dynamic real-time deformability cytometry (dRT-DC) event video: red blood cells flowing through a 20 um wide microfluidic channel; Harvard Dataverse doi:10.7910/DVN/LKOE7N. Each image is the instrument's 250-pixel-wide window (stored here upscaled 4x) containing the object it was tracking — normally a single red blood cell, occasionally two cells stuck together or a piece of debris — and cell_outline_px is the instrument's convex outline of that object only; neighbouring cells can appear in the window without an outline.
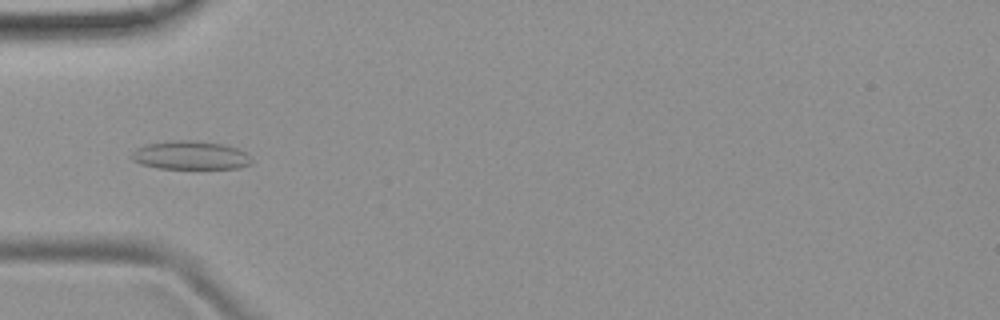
{"species": "common noctule bat (a hibernating species)", "species_latin": "Nyctalus noctula", "temperature_condition": "room temperature", "stored_images_in_passage": 52, "camera_frame_rate_fps": 3000, "um_per_image_px": 0.085, "animal": {"sex": "female", "body_mass_g": 19.9}, "frame": {"image": 1, "passage_image": 17, "time_ms": 5.333, "image_size_px": [1000, 320], "cell_outline_px": [[252, 164], [240, 168], [156, 168], [140, 164], [132, 160], [128, 156], [136, 148], [144, 144], [176, 140], [192, 140], [224, 144], [236, 148], [244, 152], [252, 160]], "centroid_in_image_um": [16.13, 13.2], "position_along_channel_um": 68.9, "area_um2": 20.06}}
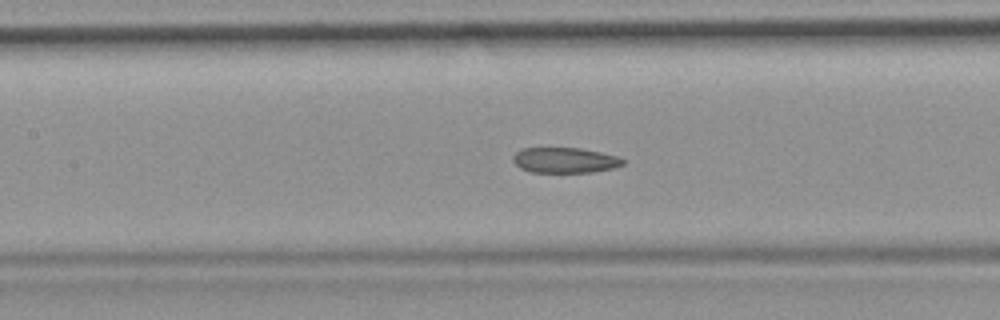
{"frame": {"image": 2, "passage_image": 24, "time_ms": 7.667, "image_size_px": [1000, 320], "cell_outline_px": [[624, 164], [616, 168], [592, 172], [532, 172], [520, 168], [512, 160], [512, 156], [520, 148], [580, 148], [620, 156], [624, 160]], "centroid_in_image_um": [48.03, 13.61], "position_along_channel_um": 159.4, "area_um2": 16.42}}
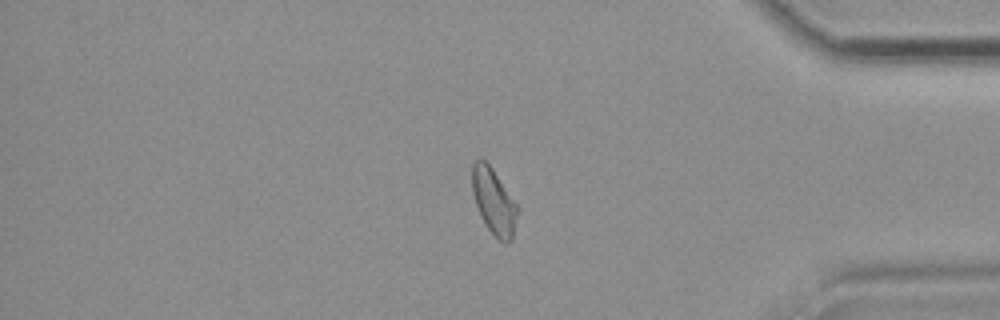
{"frame": {"image": 3, "passage_image": 44, "time_ms": 14.333, "image_size_px": [1000, 320], "cell_outline_px": [[520, 208], [512, 240], [508, 244], [504, 244], [488, 228], [480, 216], [472, 192], [472, 164], [480, 156], [492, 168]], "centroid_in_image_um": [41.99, 17.13], "position_along_channel_um": 393.2, "area_um2": 17.57}, "authors_computed_cell_mechanics": {"area_um2": 18.0336, "velocity_mm_per_s": 3.8821, "shape_relaxation_time_tau1_ms": null, "shape_relaxation_time_tau2_ms": 1.4482, "deformation_change_tau1": null, "deformation_change_tau2": 0.0744}}